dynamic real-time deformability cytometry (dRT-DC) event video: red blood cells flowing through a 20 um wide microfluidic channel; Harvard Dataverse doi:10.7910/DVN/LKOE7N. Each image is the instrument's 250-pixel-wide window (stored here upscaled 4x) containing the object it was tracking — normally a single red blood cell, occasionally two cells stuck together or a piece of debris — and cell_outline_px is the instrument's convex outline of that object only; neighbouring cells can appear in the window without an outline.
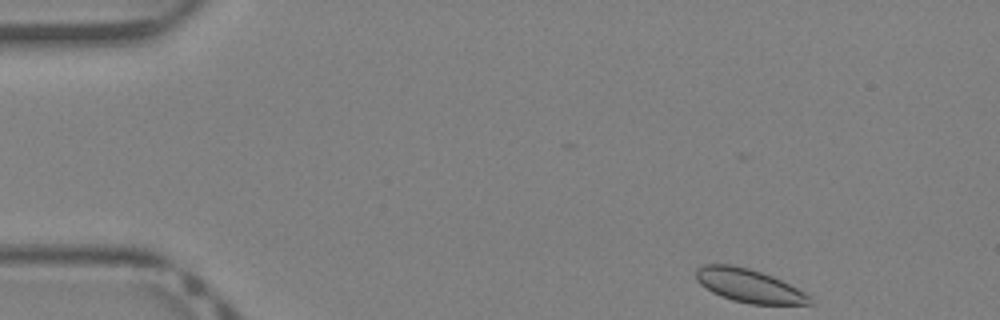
{"species": "Egyptian fruit bat (a non-hibernating species)", "species_latin": "Rousettus aegyptiacus", "temperature_condition": "warm", "stored_images_in_passage": 8, "camera_frame_rate_fps": 3000, "um_per_image_px": 0.085, "animal": {"sex": "female"}, "frame": {"image": 1, "passage_image": 1, "time_ms": 0.0, "image_size_px": [1000, 320], "cell_outline_px": [[812, 304], [748, 304], [732, 300], [720, 296], [712, 292], [700, 284], [696, 280], [696, 268], [704, 264], [732, 264], [748, 268], [772, 276], [812, 296]], "centroid_in_image_um": [63.63, 24.28], "position_along_channel_um": 21.4, "area_um2": 22.08}}